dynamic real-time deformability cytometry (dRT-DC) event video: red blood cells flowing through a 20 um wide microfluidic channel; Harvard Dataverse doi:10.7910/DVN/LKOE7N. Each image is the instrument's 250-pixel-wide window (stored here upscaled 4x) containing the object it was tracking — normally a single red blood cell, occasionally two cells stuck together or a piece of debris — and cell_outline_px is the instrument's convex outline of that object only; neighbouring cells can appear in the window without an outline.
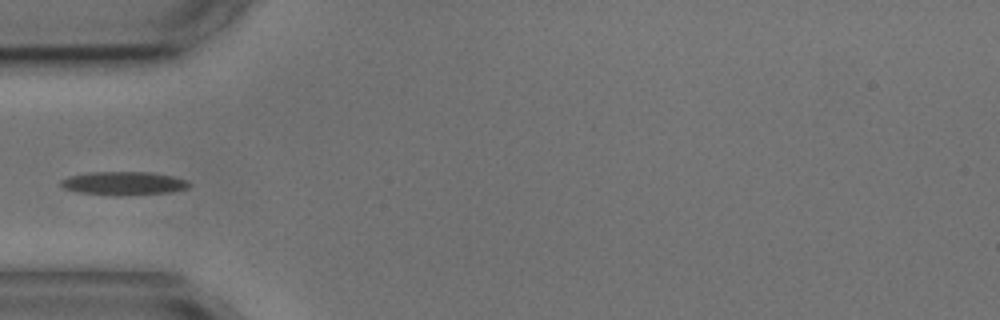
{"species": "common noctule bat (a hibernating species)", "species_latin": "Nyctalus noctula", "temperature_condition": "cold", "stored_images_in_passage": 5, "camera_frame_rate_fps": 3000, "um_per_image_px": 0.085, "animal": {"sex": "male", "body_mass_g": 17.9, "forearm_length_mm": 54.2}, "frame": {"image": 1, "passage_image": 5, "time_ms": 4.667, "image_size_px": [1000, 320], "cell_outline_px": [[192, 184], [188, 188], [172, 192], [120, 196], [112, 196], [76, 192], [64, 188], [60, 184], [60, 180], [68, 176], [88, 172], [152, 172], [172, 176], [188, 180]], "centroid_in_image_um": [10.51, 15.59], "position_along_channel_um": 74.5, "area_um2": 17.92}}